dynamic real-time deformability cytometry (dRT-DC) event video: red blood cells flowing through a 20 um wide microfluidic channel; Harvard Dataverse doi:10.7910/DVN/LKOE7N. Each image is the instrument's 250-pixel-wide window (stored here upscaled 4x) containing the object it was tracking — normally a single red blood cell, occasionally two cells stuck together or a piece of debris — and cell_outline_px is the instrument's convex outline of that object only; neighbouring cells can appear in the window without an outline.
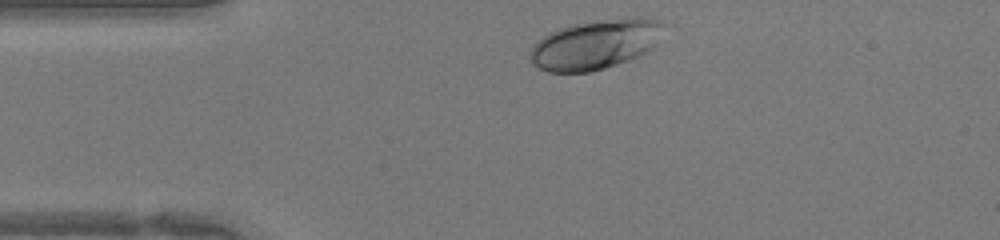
{"species": "human", "species_latin": "Homo sapiens", "temperature_condition": "warm", "stored_images_in_passage": 28, "camera_frame_rate_fps": 3000, "um_per_image_px": 0.085, "donor": {"sex": "female"}, "frame": {"image": 1, "passage_image": 1, "time_ms": 0.0, "image_size_px": [1000, 240], "cell_outline_px": [[664, 24], [656, 44], [648, 52], [628, 60], [604, 68], [588, 72], [548, 72], [532, 64], [528, 56], [532, 48], [548, 32], [556, 28], [568, 24], [592, 20], [624, 16], [640, 16], [660, 20]], "centroid_in_image_um": [50.62, 3.73], "position_along_channel_um": 34.4, "area_um2": 39.25}}
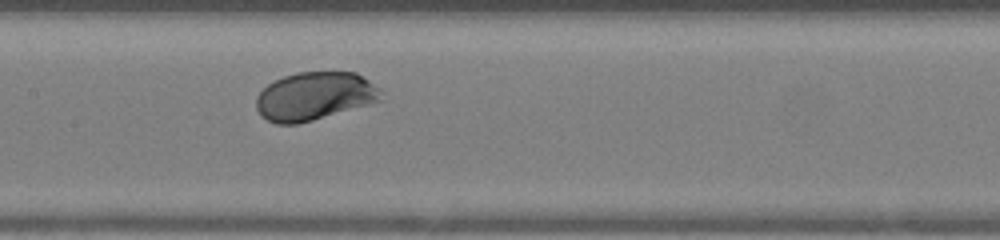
{"frame": {"image": 2, "passage_image": 13, "time_ms": 4.0, "image_size_px": [1000, 240], "cell_outline_px": [[384, 100], [312, 120], [296, 124], [276, 124], [260, 116], [256, 108], [256, 96], [268, 84], [284, 76], [296, 72], [356, 72], [380, 88]], "centroid_in_image_um": [26.74, 8.17], "position_along_channel_um": 180.7, "area_um2": 35.08}}
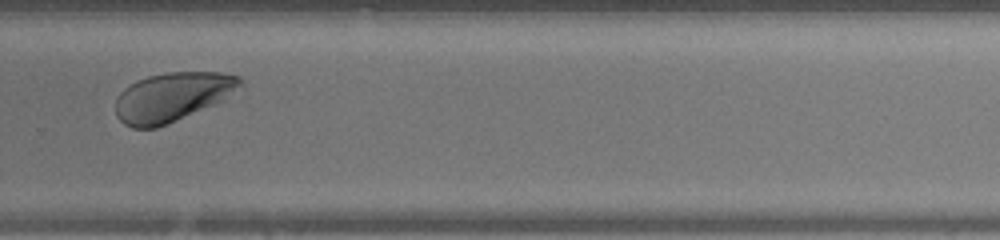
{"frame": {"image": 3, "passage_image": 22, "time_ms": 7.0, "image_size_px": [1000, 240], "cell_outline_px": [[244, 84], [224, 100], [216, 104], [168, 124], [156, 128], [132, 128], [124, 124], [116, 116], [116, 100], [120, 92], [124, 88], [136, 80], [148, 76], [168, 72], [220, 72], [240, 76], [244, 80]], "centroid_in_image_um": [14.67, 8.24], "position_along_channel_um": 315.1, "area_um2": 35.95}}